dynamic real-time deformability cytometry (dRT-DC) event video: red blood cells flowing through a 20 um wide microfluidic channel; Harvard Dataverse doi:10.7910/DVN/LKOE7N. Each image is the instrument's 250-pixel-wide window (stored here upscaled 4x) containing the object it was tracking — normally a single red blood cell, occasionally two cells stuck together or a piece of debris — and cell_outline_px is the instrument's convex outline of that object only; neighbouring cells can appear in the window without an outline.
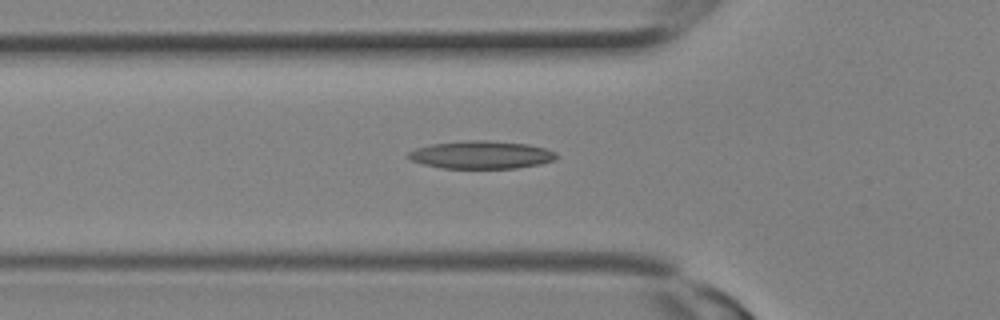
{"species": "Egyptian fruit bat (a non-hibernating species)", "species_latin": "Rousettus aegyptiacus", "temperature_condition": "room temperature", "stored_images_in_passage": 14, "camera_frame_rate_fps": 3000, "um_per_image_px": 0.085, "animal": {"sex": "female"}, "frame": {"image": 1, "passage_image": 10, "time_ms": 3.0, "image_size_px": [1000, 320], "cell_outline_px": [[560, 156], [556, 160], [540, 164], [516, 168], [440, 168], [424, 164], [412, 160], [408, 156], [408, 152], [416, 148], [432, 144], [468, 140], [484, 140], [528, 144], [548, 148], [556, 152]], "centroid_in_image_um": [40.98, 13.16], "position_along_channel_um": 84.8, "area_um2": 24.1}}
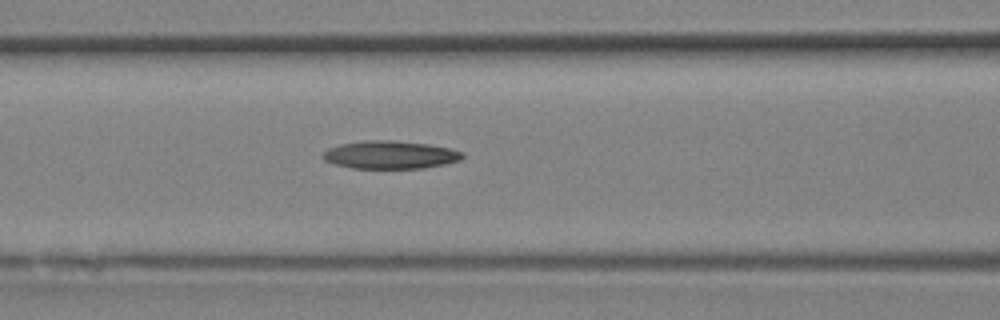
{"frame": {"image": 2, "passage_image": 12, "time_ms": 3.667, "image_size_px": [1000, 320], "cell_outline_px": [[464, 156], [460, 160], [444, 164], [424, 168], [352, 168], [336, 164], [324, 160], [320, 156], [328, 148], [340, 144], [368, 140], [392, 140], [428, 144], [452, 148], [464, 152]], "centroid_in_image_um": [33.18, 13.15], "position_along_channel_um": 133.4, "area_um2": 22.77}}
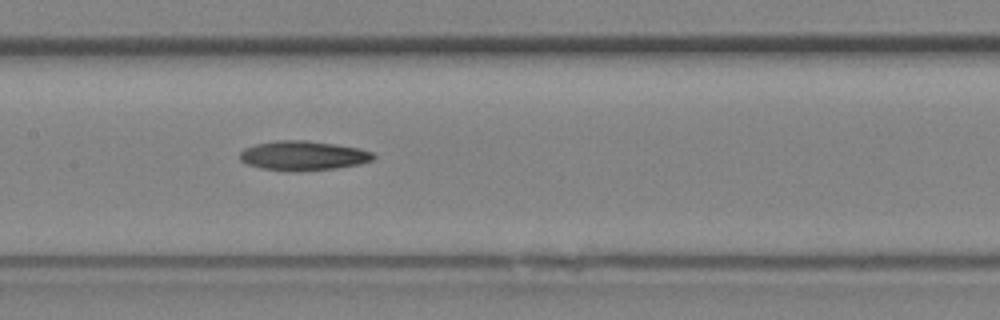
{"frame": {"image": 3, "passage_image": 14, "time_ms": 4.333, "image_size_px": [1000, 320], "cell_outline_px": [[376, 156], [372, 160], [360, 164], [336, 168], [288, 172], [260, 168], [248, 164], [240, 160], [240, 152], [244, 148], [256, 144], [276, 140], [308, 140], [336, 144], [360, 148], [372, 152]], "centroid_in_image_um": [25.77, 13.23], "position_along_channel_um": 181.6, "area_um2": 23.12}}